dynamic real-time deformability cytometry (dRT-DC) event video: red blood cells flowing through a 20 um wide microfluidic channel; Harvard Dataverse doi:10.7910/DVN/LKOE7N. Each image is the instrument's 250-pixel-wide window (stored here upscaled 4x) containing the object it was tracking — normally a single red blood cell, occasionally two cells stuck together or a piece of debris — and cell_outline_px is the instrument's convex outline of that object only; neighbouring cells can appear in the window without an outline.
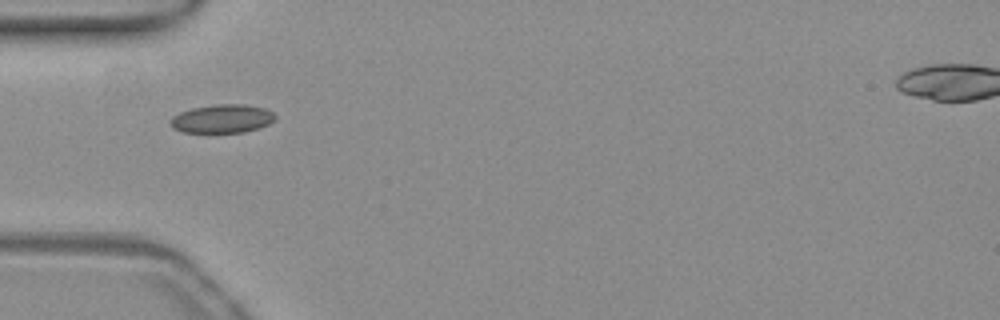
{"species": "common noctule bat (a hibernating species)", "species_latin": "Nyctalus noctula", "temperature_condition": "warm", "stored_images_in_passage": 37, "camera_frame_rate_fps": 3000, "um_per_image_px": 0.085, "animal": {"sex": "female", "body_mass_g": 19.3, "forearm_length_mm": 54.1}, "frame": {"image": 1, "passage_image": 1, "time_ms": 0.0, "image_size_px": [1000, 320], "cell_outline_px": [[276, 120], [268, 124], [244, 132], [184, 132], [172, 128], [168, 124], [168, 120], [172, 116], [180, 112], [192, 108], [216, 104], [244, 104], [264, 108], [272, 112], [276, 116]], "centroid_in_image_um": [18.84, 10.08], "position_along_channel_um": 66.2, "area_um2": 17.46}}
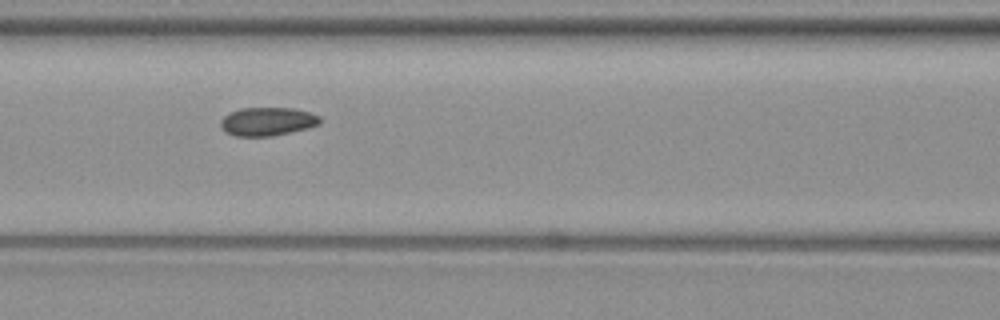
{"frame": {"image": 2, "passage_image": 7, "time_ms": 2.0, "image_size_px": [1000, 320], "cell_outline_px": [[320, 124], [308, 128], [272, 136], [236, 136], [224, 132], [220, 124], [220, 120], [228, 112], [240, 108], [296, 108], [320, 116]], "centroid_in_image_um": [22.7, 10.32], "position_along_channel_um": 143.9, "area_um2": 16.59}}
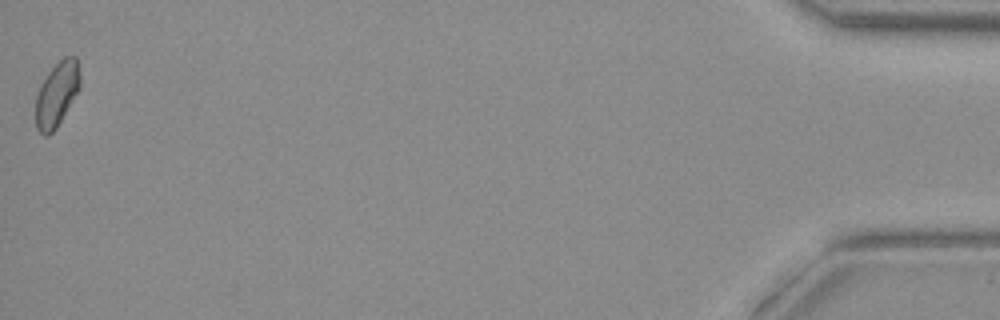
{"frame": {"image": 3, "passage_image": 37, "time_ms": 12.0, "image_size_px": [1000, 320], "cell_outline_px": [[80, 88], [56, 128], [48, 136], [44, 136], [36, 128], [36, 96], [40, 84], [48, 72], [64, 56], [76, 56], [80, 76]], "centroid_in_image_um": [4.83, 8.0], "position_along_channel_um": 430.4, "area_um2": 16.65}, "authors_computed_cell_mechanics": {"area_um2": 16.2996, "velocity_mm_per_s": 3.8866, "shape_relaxation_time_tau1_ms": null, "shape_relaxation_time_tau2_ms": 2.0628, "deformation_change_tau1": null, "deformation_change_tau2": 0.0577}}